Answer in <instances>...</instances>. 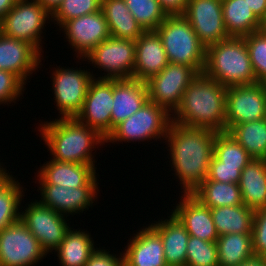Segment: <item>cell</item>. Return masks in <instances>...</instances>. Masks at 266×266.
<instances>
[{
  "label": "cell",
  "instance_id": "3957f363",
  "mask_svg": "<svg viewBox=\"0 0 266 266\" xmlns=\"http://www.w3.org/2000/svg\"><path fill=\"white\" fill-rule=\"evenodd\" d=\"M39 128L41 140L49 148L50 155H53L52 160L77 164H94L96 161L92 151L98 148L99 145L106 144L105 138L96 130L82 124L75 117H60L54 121H46L40 124Z\"/></svg>",
  "mask_w": 266,
  "mask_h": 266
},
{
  "label": "cell",
  "instance_id": "4316f807",
  "mask_svg": "<svg viewBox=\"0 0 266 266\" xmlns=\"http://www.w3.org/2000/svg\"><path fill=\"white\" fill-rule=\"evenodd\" d=\"M223 22L229 37H245L262 30V22L245 0H221Z\"/></svg>",
  "mask_w": 266,
  "mask_h": 266
},
{
  "label": "cell",
  "instance_id": "4dcf8cb0",
  "mask_svg": "<svg viewBox=\"0 0 266 266\" xmlns=\"http://www.w3.org/2000/svg\"><path fill=\"white\" fill-rule=\"evenodd\" d=\"M216 244L219 266H237L254 257L252 233L220 235Z\"/></svg>",
  "mask_w": 266,
  "mask_h": 266
},
{
  "label": "cell",
  "instance_id": "ba28073f",
  "mask_svg": "<svg viewBox=\"0 0 266 266\" xmlns=\"http://www.w3.org/2000/svg\"><path fill=\"white\" fill-rule=\"evenodd\" d=\"M199 74L194 67L169 62L146 81L149 100L172 115L180 106L186 88Z\"/></svg>",
  "mask_w": 266,
  "mask_h": 266
},
{
  "label": "cell",
  "instance_id": "b9f144b4",
  "mask_svg": "<svg viewBox=\"0 0 266 266\" xmlns=\"http://www.w3.org/2000/svg\"><path fill=\"white\" fill-rule=\"evenodd\" d=\"M109 253L110 251L96 247L85 266H124V256L122 253L118 257L116 254Z\"/></svg>",
  "mask_w": 266,
  "mask_h": 266
},
{
  "label": "cell",
  "instance_id": "7402d4cb",
  "mask_svg": "<svg viewBox=\"0 0 266 266\" xmlns=\"http://www.w3.org/2000/svg\"><path fill=\"white\" fill-rule=\"evenodd\" d=\"M168 64L162 40L156 31H145L135 40V66L132 78L146 82Z\"/></svg>",
  "mask_w": 266,
  "mask_h": 266
},
{
  "label": "cell",
  "instance_id": "9a60e30c",
  "mask_svg": "<svg viewBox=\"0 0 266 266\" xmlns=\"http://www.w3.org/2000/svg\"><path fill=\"white\" fill-rule=\"evenodd\" d=\"M183 16L205 48L229 38L223 22L221 0H188Z\"/></svg>",
  "mask_w": 266,
  "mask_h": 266
},
{
  "label": "cell",
  "instance_id": "f1b7e54d",
  "mask_svg": "<svg viewBox=\"0 0 266 266\" xmlns=\"http://www.w3.org/2000/svg\"><path fill=\"white\" fill-rule=\"evenodd\" d=\"M191 194L210 209L243 204L238 184L219 182L208 178Z\"/></svg>",
  "mask_w": 266,
  "mask_h": 266
},
{
  "label": "cell",
  "instance_id": "e575fe53",
  "mask_svg": "<svg viewBox=\"0 0 266 266\" xmlns=\"http://www.w3.org/2000/svg\"><path fill=\"white\" fill-rule=\"evenodd\" d=\"M130 13L144 31H155L166 19L158 0H124Z\"/></svg>",
  "mask_w": 266,
  "mask_h": 266
},
{
  "label": "cell",
  "instance_id": "5bb4252c",
  "mask_svg": "<svg viewBox=\"0 0 266 266\" xmlns=\"http://www.w3.org/2000/svg\"><path fill=\"white\" fill-rule=\"evenodd\" d=\"M113 106V79L94 78L76 119L96 130L105 139L111 133V110Z\"/></svg>",
  "mask_w": 266,
  "mask_h": 266
},
{
  "label": "cell",
  "instance_id": "c3c4849f",
  "mask_svg": "<svg viewBox=\"0 0 266 266\" xmlns=\"http://www.w3.org/2000/svg\"><path fill=\"white\" fill-rule=\"evenodd\" d=\"M237 266H257V257L254 256L253 258H251L247 261H244L243 263H240Z\"/></svg>",
  "mask_w": 266,
  "mask_h": 266
},
{
  "label": "cell",
  "instance_id": "f907efd6",
  "mask_svg": "<svg viewBox=\"0 0 266 266\" xmlns=\"http://www.w3.org/2000/svg\"><path fill=\"white\" fill-rule=\"evenodd\" d=\"M262 30L266 32V19L262 22Z\"/></svg>",
  "mask_w": 266,
  "mask_h": 266
},
{
  "label": "cell",
  "instance_id": "d4e9b609",
  "mask_svg": "<svg viewBox=\"0 0 266 266\" xmlns=\"http://www.w3.org/2000/svg\"><path fill=\"white\" fill-rule=\"evenodd\" d=\"M238 185L244 205L266 208V160L252 159L241 171Z\"/></svg>",
  "mask_w": 266,
  "mask_h": 266
},
{
  "label": "cell",
  "instance_id": "681fc988",
  "mask_svg": "<svg viewBox=\"0 0 266 266\" xmlns=\"http://www.w3.org/2000/svg\"><path fill=\"white\" fill-rule=\"evenodd\" d=\"M257 266H266V259L257 257Z\"/></svg>",
  "mask_w": 266,
  "mask_h": 266
},
{
  "label": "cell",
  "instance_id": "8d00e7d4",
  "mask_svg": "<svg viewBox=\"0 0 266 266\" xmlns=\"http://www.w3.org/2000/svg\"><path fill=\"white\" fill-rule=\"evenodd\" d=\"M102 0H63L51 14V20L59 27L66 21L101 9Z\"/></svg>",
  "mask_w": 266,
  "mask_h": 266
},
{
  "label": "cell",
  "instance_id": "ab89813d",
  "mask_svg": "<svg viewBox=\"0 0 266 266\" xmlns=\"http://www.w3.org/2000/svg\"><path fill=\"white\" fill-rule=\"evenodd\" d=\"M251 233L254 256L266 259V208L254 210Z\"/></svg>",
  "mask_w": 266,
  "mask_h": 266
},
{
  "label": "cell",
  "instance_id": "603a6c76",
  "mask_svg": "<svg viewBox=\"0 0 266 266\" xmlns=\"http://www.w3.org/2000/svg\"><path fill=\"white\" fill-rule=\"evenodd\" d=\"M134 235L123 252L124 266H168L161 237L150 224Z\"/></svg>",
  "mask_w": 266,
  "mask_h": 266
},
{
  "label": "cell",
  "instance_id": "83f0119b",
  "mask_svg": "<svg viewBox=\"0 0 266 266\" xmlns=\"http://www.w3.org/2000/svg\"><path fill=\"white\" fill-rule=\"evenodd\" d=\"M71 229L54 252H57L61 266H85L96 249L94 240L84 230Z\"/></svg>",
  "mask_w": 266,
  "mask_h": 266
},
{
  "label": "cell",
  "instance_id": "d590c367",
  "mask_svg": "<svg viewBox=\"0 0 266 266\" xmlns=\"http://www.w3.org/2000/svg\"><path fill=\"white\" fill-rule=\"evenodd\" d=\"M186 266H219L216 242L189 236Z\"/></svg>",
  "mask_w": 266,
  "mask_h": 266
},
{
  "label": "cell",
  "instance_id": "6da1fadb",
  "mask_svg": "<svg viewBox=\"0 0 266 266\" xmlns=\"http://www.w3.org/2000/svg\"><path fill=\"white\" fill-rule=\"evenodd\" d=\"M216 134L207 128L170 124L165 142L183 194L193 193L208 177Z\"/></svg>",
  "mask_w": 266,
  "mask_h": 266
},
{
  "label": "cell",
  "instance_id": "f546056e",
  "mask_svg": "<svg viewBox=\"0 0 266 266\" xmlns=\"http://www.w3.org/2000/svg\"><path fill=\"white\" fill-rule=\"evenodd\" d=\"M217 234L251 233L254 210L244 204L211 209Z\"/></svg>",
  "mask_w": 266,
  "mask_h": 266
},
{
  "label": "cell",
  "instance_id": "52a82bcc",
  "mask_svg": "<svg viewBox=\"0 0 266 266\" xmlns=\"http://www.w3.org/2000/svg\"><path fill=\"white\" fill-rule=\"evenodd\" d=\"M49 19L51 14L37 0H18L1 19L0 33L31 44L41 54L42 29Z\"/></svg>",
  "mask_w": 266,
  "mask_h": 266
},
{
  "label": "cell",
  "instance_id": "bcb514c9",
  "mask_svg": "<svg viewBox=\"0 0 266 266\" xmlns=\"http://www.w3.org/2000/svg\"><path fill=\"white\" fill-rule=\"evenodd\" d=\"M18 0H0V21Z\"/></svg>",
  "mask_w": 266,
  "mask_h": 266
},
{
  "label": "cell",
  "instance_id": "277c9868",
  "mask_svg": "<svg viewBox=\"0 0 266 266\" xmlns=\"http://www.w3.org/2000/svg\"><path fill=\"white\" fill-rule=\"evenodd\" d=\"M202 73L226 88L258 83L243 37H229L207 47Z\"/></svg>",
  "mask_w": 266,
  "mask_h": 266
},
{
  "label": "cell",
  "instance_id": "ac0fdd59",
  "mask_svg": "<svg viewBox=\"0 0 266 266\" xmlns=\"http://www.w3.org/2000/svg\"><path fill=\"white\" fill-rule=\"evenodd\" d=\"M37 174L39 184L63 185L66 188L99 184L95 164L68 163L51 158L40 167Z\"/></svg>",
  "mask_w": 266,
  "mask_h": 266
},
{
  "label": "cell",
  "instance_id": "60d3db41",
  "mask_svg": "<svg viewBox=\"0 0 266 266\" xmlns=\"http://www.w3.org/2000/svg\"><path fill=\"white\" fill-rule=\"evenodd\" d=\"M243 168L244 167L220 166V161L213 155L207 178L219 182L238 184Z\"/></svg>",
  "mask_w": 266,
  "mask_h": 266
},
{
  "label": "cell",
  "instance_id": "ee69618b",
  "mask_svg": "<svg viewBox=\"0 0 266 266\" xmlns=\"http://www.w3.org/2000/svg\"><path fill=\"white\" fill-rule=\"evenodd\" d=\"M255 16L263 22L266 19V0H245Z\"/></svg>",
  "mask_w": 266,
  "mask_h": 266
},
{
  "label": "cell",
  "instance_id": "1f68e13d",
  "mask_svg": "<svg viewBox=\"0 0 266 266\" xmlns=\"http://www.w3.org/2000/svg\"><path fill=\"white\" fill-rule=\"evenodd\" d=\"M253 159L266 160V119L244 122L227 131Z\"/></svg>",
  "mask_w": 266,
  "mask_h": 266
},
{
  "label": "cell",
  "instance_id": "484cf974",
  "mask_svg": "<svg viewBox=\"0 0 266 266\" xmlns=\"http://www.w3.org/2000/svg\"><path fill=\"white\" fill-rule=\"evenodd\" d=\"M101 9L111 37L135 41L145 32L130 13L124 0H102Z\"/></svg>",
  "mask_w": 266,
  "mask_h": 266
},
{
  "label": "cell",
  "instance_id": "7a4b0ae2",
  "mask_svg": "<svg viewBox=\"0 0 266 266\" xmlns=\"http://www.w3.org/2000/svg\"><path fill=\"white\" fill-rule=\"evenodd\" d=\"M226 91L223 84L200 73L186 88L172 122L226 132Z\"/></svg>",
  "mask_w": 266,
  "mask_h": 266
},
{
  "label": "cell",
  "instance_id": "9c48e42d",
  "mask_svg": "<svg viewBox=\"0 0 266 266\" xmlns=\"http://www.w3.org/2000/svg\"><path fill=\"white\" fill-rule=\"evenodd\" d=\"M84 61L92 63L94 68L104 70V76L97 79L132 78L135 66V41L108 37L97 45ZM102 76V77H101Z\"/></svg>",
  "mask_w": 266,
  "mask_h": 266
},
{
  "label": "cell",
  "instance_id": "8992f818",
  "mask_svg": "<svg viewBox=\"0 0 266 266\" xmlns=\"http://www.w3.org/2000/svg\"><path fill=\"white\" fill-rule=\"evenodd\" d=\"M171 123L172 115L148 100L141 109L115 126L105 143L165 140Z\"/></svg>",
  "mask_w": 266,
  "mask_h": 266
},
{
  "label": "cell",
  "instance_id": "e0dca14e",
  "mask_svg": "<svg viewBox=\"0 0 266 266\" xmlns=\"http://www.w3.org/2000/svg\"><path fill=\"white\" fill-rule=\"evenodd\" d=\"M39 185L41 191L39 202L65 216L88 210L99 193L98 185H84L79 188H66L54 184Z\"/></svg>",
  "mask_w": 266,
  "mask_h": 266
},
{
  "label": "cell",
  "instance_id": "f6af8a7d",
  "mask_svg": "<svg viewBox=\"0 0 266 266\" xmlns=\"http://www.w3.org/2000/svg\"><path fill=\"white\" fill-rule=\"evenodd\" d=\"M42 6L52 14L63 0H37Z\"/></svg>",
  "mask_w": 266,
  "mask_h": 266
},
{
  "label": "cell",
  "instance_id": "2e32d148",
  "mask_svg": "<svg viewBox=\"0 0 266 266\" xmlns=\"http://www.w3.org/2000/svg\"><path fill=\"white\" fill-rule=\"evenodd\" d=\"M59 28H61L60 30L63 29L67 41L76 52V57L80 59H83L97 45L111 36L102 9L68 20Z\"/></svg>",
  "mask_w": 266,
  "mask_h": 266
},
{
  "label": "cell",
  "instance_id": "44dd1931",
  "mask_svg": "<svg viewBox=\"0 0 266 266\" xmlns=\"http://www.w3.org/2000/svg\"><path fill=\"white\" fill-rule=\"evenodd\" d=\"M148 100L145 81L134 78L113 79L111 132L115 126L141 109Z\"/></svg>",
  "mask_w": 266,
  "mask_h": 266
},
{
  "label": "cell",
  "instance_id": "cb8c5ba5",
  "mask_svg": "<svg viewBox=\"0 0 266 266\" xmlns=\"http://www.w3.org/2000/svg\"><path fill=\"white\" fill-rule=\"evenodd\" d=\"M169 219L154 221L151 227L160 235L166 264L168 266H186L189 234L184 225L171 212Z\"/></svg>",
  "mask_w": 266,
  "mask_h": 266
},
{
  "label": "cell",
  "instance_id": "ffe728a7",
  "mask_svg": "<svg viewBox=\"0 0 266 266\" xmlns=\"http://www.w3.org/2000/svg\"><path fill=\"white\" fill-rule=\"evenodd\" d=\"M172 209V213L184 225L190 236L198 237L204 241L216 242L219 235L217 234L213 222L211 209L202 204L192 194H183Z\"/></svg>",
  "mask_w": 266,
  "mask_h": 266
},
{
  "label": "cell",
  "instance_id": "f35d334b",
  "mask_svg": "<svg viewBox=\"0 0 266 266\" xmlns=\"http://www.w3.org/2000/svg\"><path fill=\"white\" fill-rule=\"evenodd\" d=\"M25 85L15 74L0 70V105L15 103L24 92Z\"/></svg>",
  "mask_w": 266,
  "mask_h": 266
},
{
  "label": "cell",
  "instance_id": "8fae6325",
  "mask_svg": "<svg viewBox=\"0 0 266 266\" xmlns=\"http://www.w3.org/2000/svg\"><path fill=\"white\" fill-rule=\"evenodd\" d=\"M95 76L89 70L55 68L52 72L54 102L61 118H72L81 111L90 82Z\"/></svg>",
  "mask_w": 266,
  "mask_h": 266
},
{
  "label": "cell",
  "instance_id": "d6a6232c",
  "mask_svg": "<svg viewBox=\"0 0 266 266\" xmlns=\"http://www.w3.org/2000/svg\"><path fill=\"white\" fill-rule=\"evenodd\" d=\"M12 174L0 184V231L20 220L19 212L23 194L20 182ZM19 208V209H18Z\"/></svg>",
  "mask_w": 266,
  "mask_h": 266
},
{
  "label": "cell",
  "instance_id": "5b68a950",
  "mask_svg": "<svg viewBox=\"0 0 266 266\" xmlns=\"http://www.w3.org/2000/svg\"><path fill=\"white\" fill-rule=\"evenodd\" d=\"M169 62L186 64L203 72L206 48L183 15L167 16L155 30Z\"/></svg>",
  "mask_w": 266,
  "mask_h": 266
},
{
  "label": "cell",
  "instance_id": "30bf717a",
  "mask_svg": "<svg viewBox=\"0 0 266 266\" xmlns=\"http://www.w3.org/2000/svg\"><path fill=\"white\" fill-rule=\"evenodd\" d=\"M46 255L21 220L0 231V266H35Z\"/></svg>",
  "mask_w": 266,
  "mask_h": 266
},
{
  "label": "cell",
  "instance_id": "7c38bea8",
  "mask_svg": "<svg viewBox=\"0 0 266 266\" xmlns=\"http://www.w3.org/2000/svg\"><path fill=\"white\" fill-rule=\"evenodd\" d=\"M20 220L35 236L47 254L59 247L70 229L65 215L42 205L38 200L28 204L21 212Z\"/></svg>",
  "mask_w": 266,
  "mask_h": 266
},
{
  "label": "cell",
  "instance_id": "74e56055",
  "mask_svg": "<svg viewBox=\"0 0 266 266\" xmlns=\"http://www.w3.org/2000/svg\"><path fill=\"white\" fill-rule=\"evenodd\" d=\"M243 38L249 51L256 80L266 84V32L259 30Z\"/></svg>",
  "mask_w": 266,
  "mask_h": 266
},
{
  "label": "cell",
  "instance_id": "d6986e66",
  "mask_svg": "<svg viewBox=\"0 0 266 266\" xmlns=\"http://www.w3.org/2000/svg\"><path fill=\"white\" fill-rule=\"evenodd\" d=\"M41 57L31 44L0 33V70L11 72L26 83L41 65Z\"/></svg>",
  "mask_w": 266,
  "mask_h": 266
},
{
  "label": "cell",
  "instance_id": "7dc6e473",
  "mask_svg": "<svg viewBox=\"0 0 266 266\" xmlns=\"http://www.w3.org/2000/svg\"><path fill=\"white\" fill-rule=\"evenodd\" d=\"M1 165L2 164L0 163V184L11 176L9 172H7V170H5V168H3Z\"/></svg>",
  "mask_w": 266,
  "mask_h": 266
},
{
  "label": "cell",
  "instance_id": "836d02e7",
  "mask_svg": "<svg viewBox=\"0 0 266 266\" xmlns=\"http://www.w3.org/2000/svg\"><path fill=\"white\" fill-rule=\"evenodd\" d=\"M213 155L220 166L245 167L253 159L228 132L216 134Z\"/></svg>",
  "mask_w": 266,
  "mask_h": 266
},
{
  "label": "cell",
  "instance_id": "4fadbf2b",
  "mask_svg": "<svg viewBox=\"0 0 266 266\" xmlns=\"http://www.w3.org/2000/svg\"><path fill=\"white\" fill-rule=\"evenodd\" d=\"M266 117V84L231 86L226 91V132L234 125Z\"/></svg>",
  "mask_w": 266,
  "mask_h": 266
},
{
  "label": "cell",
  "instance_id": "7bdbcfd3",
  "mask_svg": "<svg viewBox=\"0 0 266 266\" xmlns=\"http://www.w3.org/2000/svg\"><path fill=\"white\" fill-rule=\"evenodd\" d=\"M167 16L184 15L188 0H158Z\"/></svg>",
  "mask_w": 266,
  "mask_h": 266
}]
</instances>
